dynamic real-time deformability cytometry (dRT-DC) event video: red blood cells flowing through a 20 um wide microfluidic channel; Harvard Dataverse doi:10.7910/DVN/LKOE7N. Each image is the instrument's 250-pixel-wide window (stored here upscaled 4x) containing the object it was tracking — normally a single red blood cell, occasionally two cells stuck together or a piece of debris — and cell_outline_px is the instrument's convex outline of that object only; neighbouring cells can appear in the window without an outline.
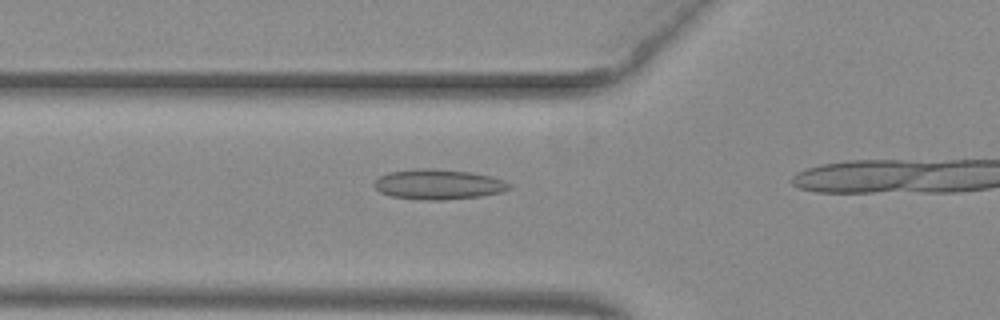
{"species": "common noctule bat (a hibernating species)", "species_latin": "Nyctalus noctula", "temperature_condition": "warm", "stored_images_in_passage": 6, "camera_frame_rate_fps": 3000, "um_per_image_px": 0.085, "animal": {"sex": "female", "body_mass_g": 29.2, "forearm_length_mm": 56.3}, "frame": {"image": 1, "passage_image": 2, "time_ms": 0.333, "image_size_px": [1000, 320], "cell_outline_px": [[512, 188], [500, 192], [480, 196], [440, 200], [424, 200], [392, 196], [380, 192], [372, 184], [380, 176], [388, 172], [416, 168], [432, 168], [472, 172], [504, 180], [512, 184]], "centroid_in_image_um": [37.26, 15.66], "position_along_channel_um": 88.5, "area_um2": 23.7}}
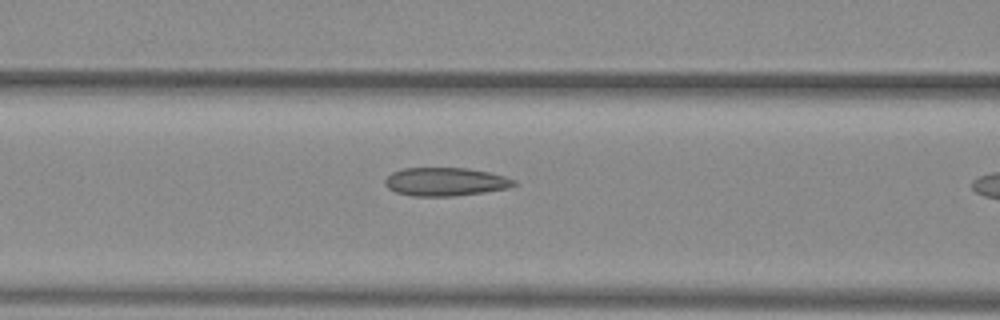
{"frame": {"image": 2, "passage_image": 5, "time_ms": 1.333, "image_size_px": [1000, 320], "cell_outline_px": [[516, 184], [508, 188], [484, 192], [452, 196], [412, 196], [396, 192], [388, 188], [384, 184], [384, 180], [392, 172], [404, 168], [468, 168], [488, 172], [504, 176], [516, 180]], "centroid_in_image_um": [37.84, 15.45], "position_along_channel_um": 128.8, "area_um2": 21.27}}